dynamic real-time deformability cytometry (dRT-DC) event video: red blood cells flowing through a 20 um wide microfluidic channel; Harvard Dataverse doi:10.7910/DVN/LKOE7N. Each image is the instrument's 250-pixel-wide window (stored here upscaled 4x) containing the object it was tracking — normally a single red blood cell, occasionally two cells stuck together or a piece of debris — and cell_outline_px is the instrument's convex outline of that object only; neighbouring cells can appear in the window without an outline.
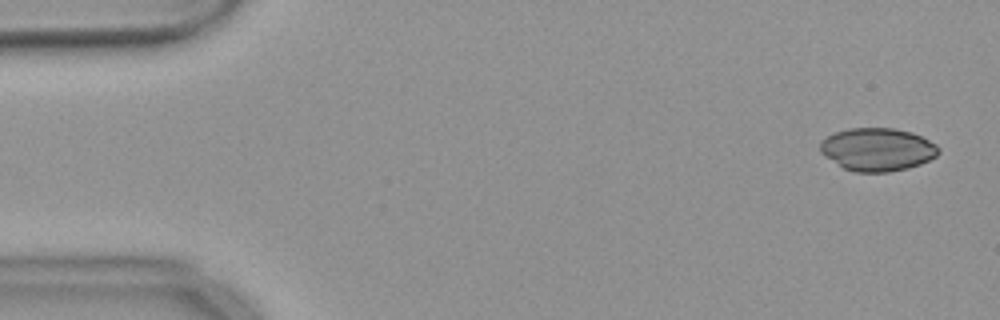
{"species": "common noctule bat (a hibernating species)", "species_latin": "Nyctalus noctula", "temperature_condition": "warm", "stored_images_in_passage": 54, "camera_frame_rate_fps": 3000, "um_per_image_px": 0.085, "animal": {"sex": "female", "body_mass_g": 18.4}, "frame": {"image": 1, "passage_image": 2, "time_ms": 0.333, "image_size_px": [1000, 320], "cell_outline_px": [[940, 152], [936, 156], [920, 164], [908, 168], [888, 172], [856, 172], [844, 168], [820, 152], [820, 140], [836, 132], [848, 128], [892, 128], [912, 132], [936, 144], [940, 148]], "centroid_in_image_um": [74.59, 12.7], "position_along_channel_um": 10.4, "area_um2": 29.54}}
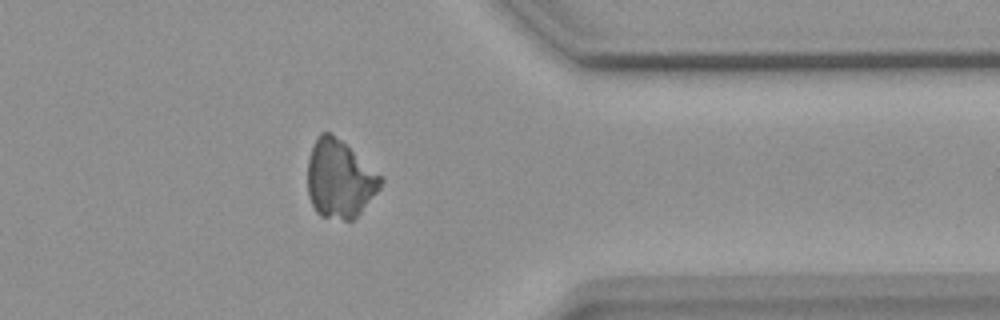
{"frame": {"image": 2, "passage_image": 43, "time_ms": 14.0, "image_size_px": [1000, 320], "cell_outline_px": [[384, 180], [380, 188], [360, 212], [352, 220], [344, 220], [320, 216], [316, 212], [308, 196], [308, 160], [312, 148], [320, 132], [332, 132], [384, 176]], "centroid_in_image_um": [28.89, 15.2], "position_along_channel_um": 382.5, "area_um2": 33.35}}
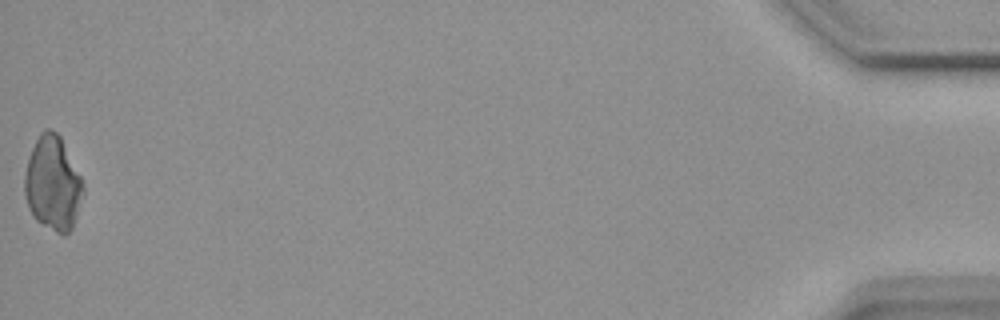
{"frame": {"image": 3, "passage_image": 54, "time_ms": 17.667, "image_size_px": [1000, 320], "cell_outline_px": [[84, 192], [72, 228], [64, 236], [56, 232], [36, 220], [28, 208], [24, 192], [24, 176], [28, 160], [32, 148], [40, 132], [44, 128], [52, 128], [60, 136], [84, 184]], "centroid_in_image_um": [4.48, 15.59], "position_along_channel_um": 430.7, "area_um2": 32.02}}